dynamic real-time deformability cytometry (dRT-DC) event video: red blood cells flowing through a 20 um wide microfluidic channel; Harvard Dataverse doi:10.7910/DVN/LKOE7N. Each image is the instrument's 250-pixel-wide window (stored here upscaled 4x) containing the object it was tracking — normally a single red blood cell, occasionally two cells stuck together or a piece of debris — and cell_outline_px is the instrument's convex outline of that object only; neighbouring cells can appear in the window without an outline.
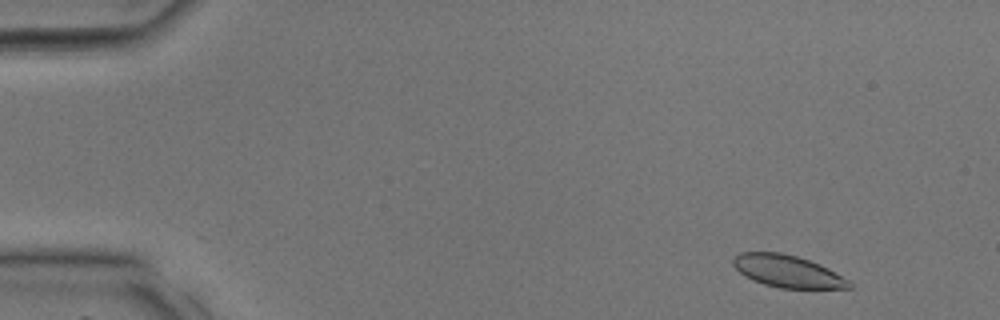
{"species": "common noctule bat (a hibernating species)", "species_latin": "Nyctalus noctula", "temperature_condition": "room temperature", "stored_images_in_passage": 36, "camera_frame_rate_fps": 3000, "um_per_image_px": 0.085, "animal": {"sex": "male", "body_mass_g": 17.9, "forearm_length_mm": 54.2}, "frame": {"image": 1, "passage_image": 3, "time_ms": 0.667, "image_size_px": [1000, 320], "cell_outline_px": [[852, 288], [780, 288], [764, 284], [752, 280], [744, 276], [732, 264], [732, 260], [740, 252], [780, 252], [796, 256], [820, 264], [828, 268], [848, 280], [852, 284]], "centroid_in_image_um": [66.92, 23.05], "position_along_channel_um": 18.1, "area_um2": 21.62}}
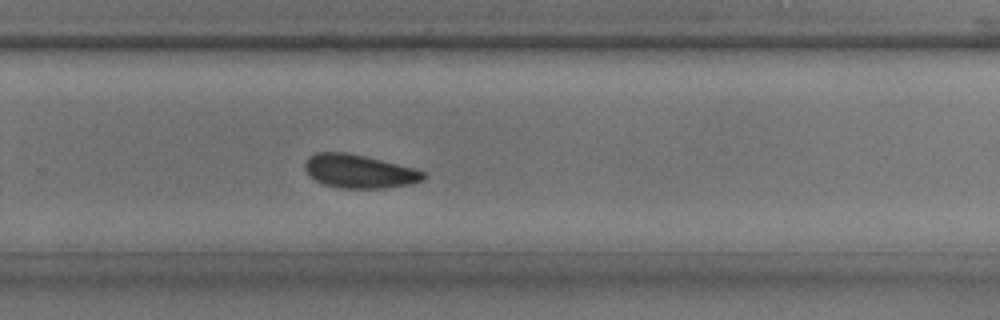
{"frame": {"image": 2, "passage_image": 24, "time_ms": 7.667, "image_size_px": [1000, 320], "cell_outline_px": [[424, 180], [412, 184], [384, 188], [340, 188], [324, 184], [308, 176], [304, 168], [304, 164], [308, 156], [316, 152], [348, 152], [412, 168], [424, 172]], "centroid_in_image_um": [30.47, 14.56], "position_along_channel_um": 299.3, "area_um2": 23.06}}
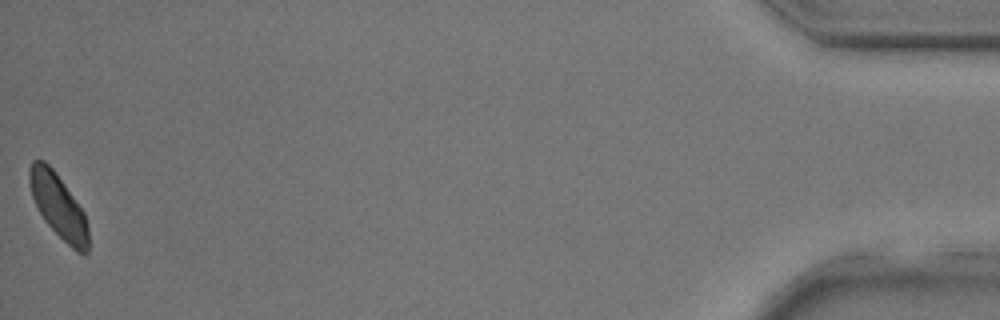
{"frame": {"image": 3, "passage_image": 36, "time_ms": 11.667, "image_size_px": [1000, 320], "cell_outline_px": [[88, 252], [76, 252], [44, 220], [32, 196], [28, 180], [28, 168], [32, 160], [44, 160], [56, 172], [84, 212], [88, 224]], "centroid_in_image_um": [4.95, 17.47], "position_along_channel_um": 430.2, "area_um2": 21.73}}